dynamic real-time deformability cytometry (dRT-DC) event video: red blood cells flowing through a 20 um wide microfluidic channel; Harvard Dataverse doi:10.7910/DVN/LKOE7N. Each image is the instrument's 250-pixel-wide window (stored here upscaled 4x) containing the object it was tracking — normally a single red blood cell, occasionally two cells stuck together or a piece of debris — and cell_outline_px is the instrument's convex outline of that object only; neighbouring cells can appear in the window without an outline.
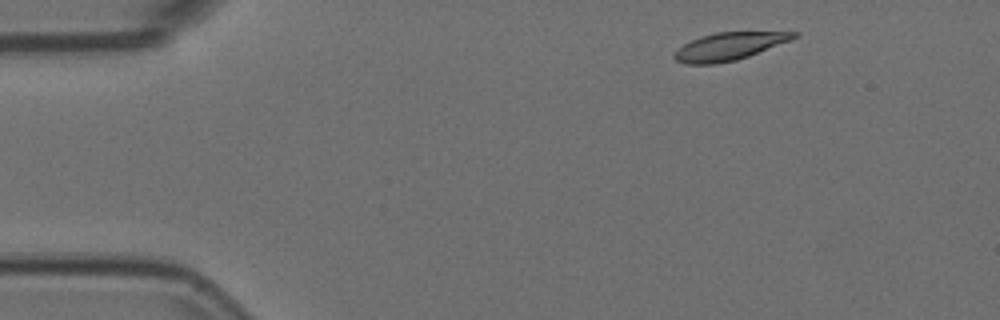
{"species": "Egyptian fruit bat (a non-hibernating species)", "species_latin": "Rousettus aegyptiacus", "temperature_condition": "room temperature", "stored_images_in_passage": 11, "camera_frame_rate_fps": 3000, "um_per_image_px": 0.085, "animal": {"sex": "female"}, "frame": {"image": 1, "passage_image": 1, "time_ms": 0.0, "image_size_px": [1000, 320], "cell_outline_px": [[800, 36], [748, 56], [736, 60], [712, 64], [684, 64], [676, 60], [672, 56], [684, 44], [700, 36], [716, 32], [800, 32]], "centroid_in_image_um": [61.97, 3.94], "position_along_channel_um": 23.0, "area_um2": 18.96}}
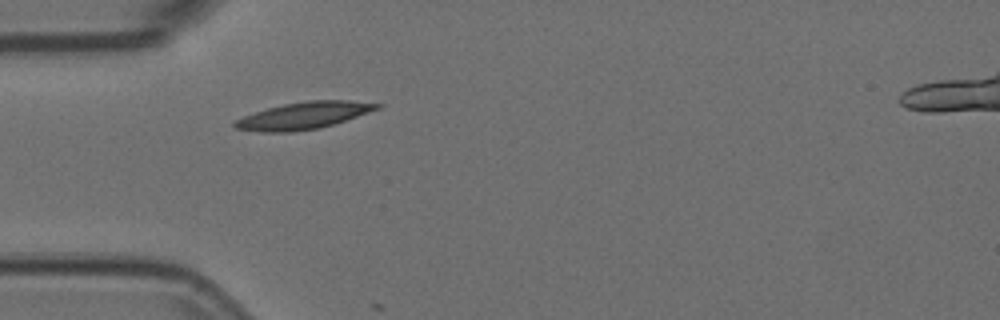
{"frame": {"image": 2, "passage_image": 10, "time_ms": 3.0, "image_size_px": [1000, 320], "cell_outline_px": [[384, 104], [380, 108], [320, 128], [292, 132], [264, 132], [236, 128], [232, 124], [236, 120], [244, 116], [268, 108], [284, 104], [308, 100], [348, 100]], "centroid_in_image_um": [25.82, 9.82], "position_along_channel_um": 59.2, "area_um2": 22.02}}